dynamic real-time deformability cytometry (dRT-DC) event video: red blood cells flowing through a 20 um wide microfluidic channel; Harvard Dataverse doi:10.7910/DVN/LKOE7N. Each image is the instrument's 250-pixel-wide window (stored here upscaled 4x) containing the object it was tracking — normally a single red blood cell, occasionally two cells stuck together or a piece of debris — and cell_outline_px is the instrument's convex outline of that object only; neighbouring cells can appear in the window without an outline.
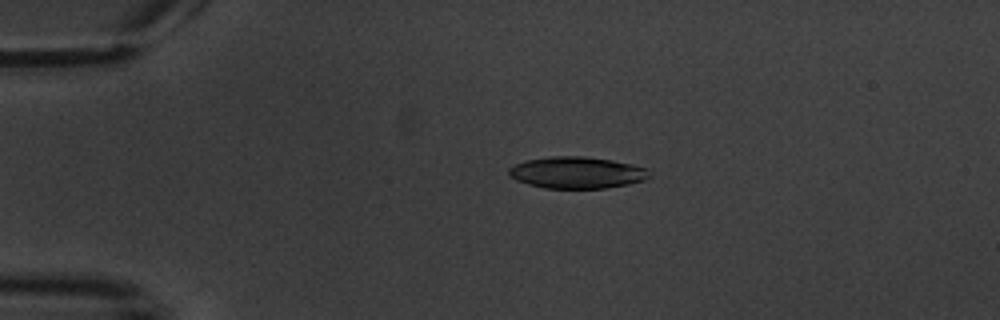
{"species": "common noctule bat (a hibernating species)", "species_latin": "Nyctalus noctula", "temperature_condition": "warm", "stored_images_in_passage": 5, "camera_frame_rate_fps": 3000, "um_per_image_px": 0.085, "animal": {"sex": "male", "body_mass_g": 20.1, "forearm_length_mm": 53.5}, "frame": {"image": 1, "passage_image": 3, "time_ms": 3.333, "image_size_px": [1000, 320], "cell_outline_px": [[652, 176], [644, 180], [628, 184], [608, 188], [544, 188], [528, 184], [516, 180], [508, 176], [508, 168], [524, 160], [552, 156], [584, 156], [612, 160], [632, 164], [648, 168]], "centroid_in_image_um": [49.04, 14.67], "position_along_channel_um": 36.0, "area_um2": 26.18}}
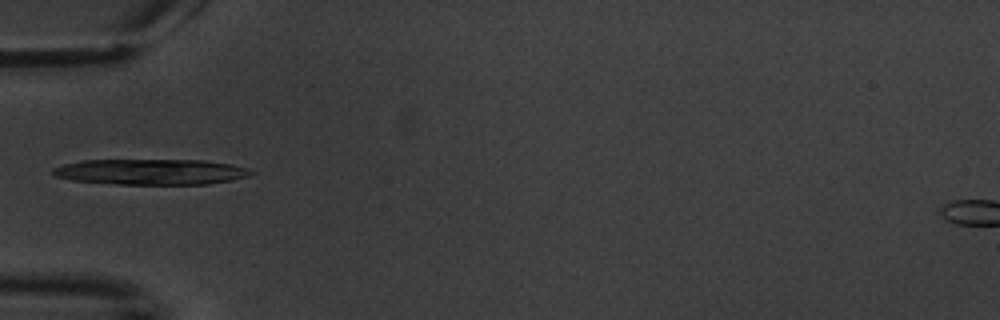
{"frame": {"image": 2, "passage_image": 5, "time_ms": 5.667, "image_size_px": [1000, 320], "cell_outline_px": [[252, 172], [248, 176], [232, 180], [208, 184], [116, 184], [72, 180], [56, 176], [52, 172], [52, 168], [64, 164], [84, 160], [204, 160], [232, 164], [248, 168]], "centroid_in_image_um": [12.84, 14.6], "position_along_channel_um": 72.2, "area_um2": 29.54}}